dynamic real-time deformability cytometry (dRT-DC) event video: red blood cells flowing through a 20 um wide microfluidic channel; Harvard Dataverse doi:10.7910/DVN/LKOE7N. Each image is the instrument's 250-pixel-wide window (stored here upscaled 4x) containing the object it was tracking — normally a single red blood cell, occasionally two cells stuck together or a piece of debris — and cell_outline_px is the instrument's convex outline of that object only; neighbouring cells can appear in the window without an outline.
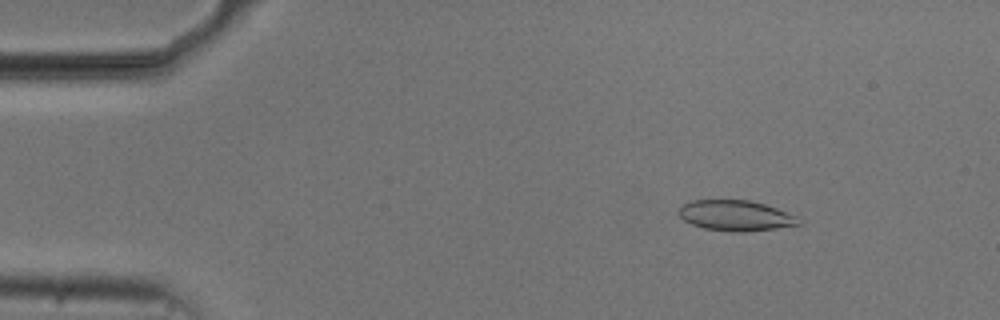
{"species": "common noctule bat (a hibernating species)", "species_latin": "Nyctalus noctula", "temperature_condition": "cold", "stored_images_in_passage": 16, "camera_frame_rate_fps": 3000, "um_per_image_px": 0.085, "animal": {"sex": "male", "body_mass_g": 20.5, "forearm_length_mm": 52.5}, "frame": {"image": 1, "passage_image": 7, "time_ms": 2.0, "image_size_px": [1000, 320], "cell_outline_px": [[800, 224], [776, 228], [744, 232], [732, 232], [704, 228], [692, 224], [684, 220], [680, 216], [680, 208], [684, 204], [692, 200], [748, 200], [764, 204], [776, 208], [796, 216], [800, 220]], "centroid_in_image_um": [62.53, 18.33], "position_along_channel_um": 22.5, "area_um2": 21.04}}